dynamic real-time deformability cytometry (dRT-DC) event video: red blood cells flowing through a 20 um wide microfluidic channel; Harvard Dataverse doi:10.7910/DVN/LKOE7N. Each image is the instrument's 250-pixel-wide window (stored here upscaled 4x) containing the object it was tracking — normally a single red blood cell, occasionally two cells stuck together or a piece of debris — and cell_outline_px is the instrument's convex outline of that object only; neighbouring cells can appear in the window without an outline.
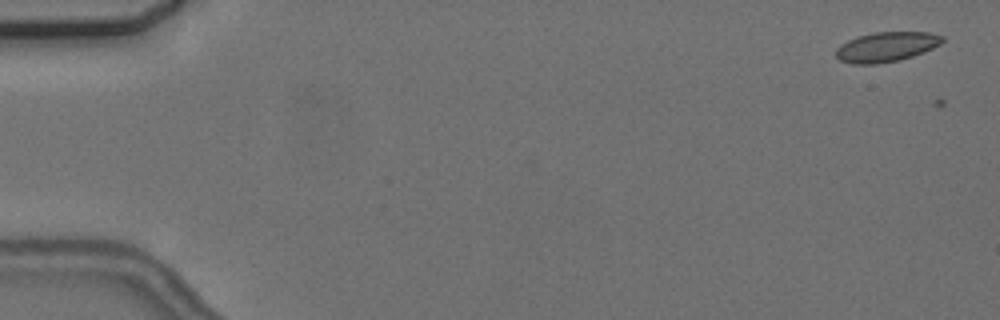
{"species": "common noctule bat (a hibernating species)", "species_latin": "Nyctalus noctula", "temperature_condition": "cold", "stored_images_in_passage": 2, "camera_frame_rate_fps": 3000, "um_per_image_px": 0.085, "animal": {"sex": "female", "body_mass_g": 24.6, "forearm_length_mm": 56.2}, "frame": {"image": 1, "passage_image": 2, "time_ms": 1.333, "image_size_px": [1000, 320], "cell_outline_px": [[944, 40], [940, 44], [924, 52], [900, 60], [876, 64], [852, 64], [840, 60], [836, 56], [836, 48], [840, 44], [856, 36], [872, 32], [932, 32], [944, 36]], "centroid_in_image_um": [75.33, 3.97], "position_along_channel_um": 9.7, "area_um2": 18.67}}